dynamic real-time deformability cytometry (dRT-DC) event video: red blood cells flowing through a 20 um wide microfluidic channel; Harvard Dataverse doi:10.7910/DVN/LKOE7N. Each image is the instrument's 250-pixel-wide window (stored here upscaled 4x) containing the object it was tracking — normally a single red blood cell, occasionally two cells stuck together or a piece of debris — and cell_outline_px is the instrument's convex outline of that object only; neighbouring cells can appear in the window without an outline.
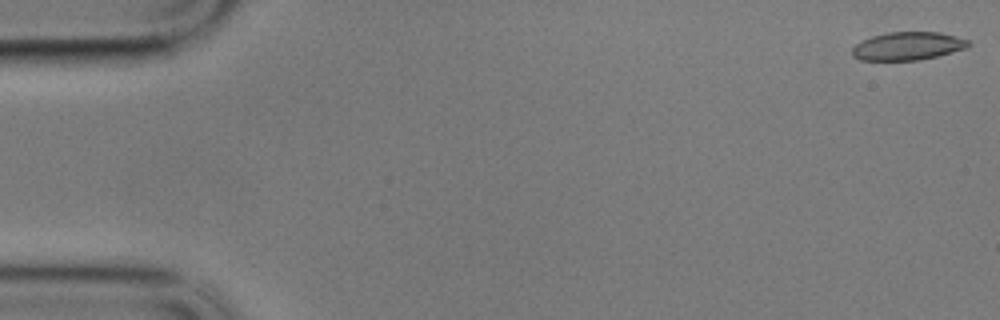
{"species": "common noctule bat (a hibernating species)", "species_latin": "Nyctalus noctula", "temperature_condition": "cold", "stored_images_in_passage": 58, "camera_frame_rate_fps": 3000, "um_per_image_px": 0.085, "animal": {"sex": "male", "body_mass_g": 17.9}, "frame": {"image": 1, "passage_image": 1, "time_ms": 0.0, "image_size_px": [1000, 320], "cell_outline_px": [[972, 44], [968, 48], [920, 60], [860, 60], [852, 56], [852, 48], [856, 44], [872, 36], [888, 32], [940, 32], [956, 36], [968, 40]], "centroid_in_image_um": [77.19, 3.91], "position_along_channel_um": 7.8, "area_um2": 19.07}}
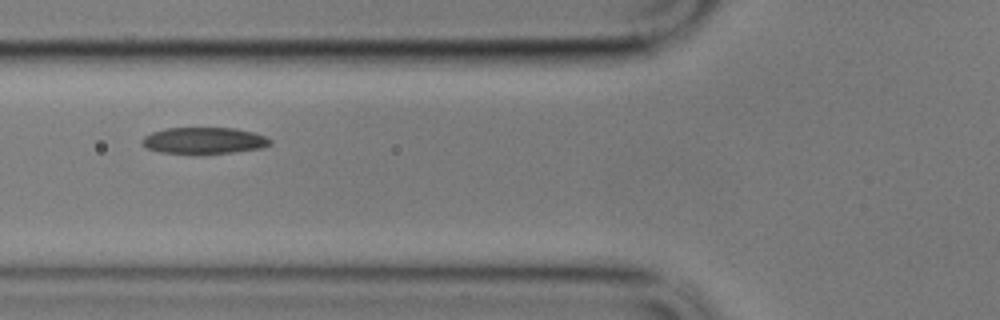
{"frame": {"image": 2, "passage_image": 21, "time_ms": 6.667, "image_size_px": [1000, 320], "cell_outline_px": [[272, 144], [260, 148], [236, 152], [196, 156], [160, 152], [144, 148], [140, 140], [144, 136], [152, 132], [168, 128], [232, 128], [256, 132], [272, 140]], "centroid_in_image_um": [17.31, 11.98], "position_along_channel_um": 108.5, "area_um2": 20.52}}
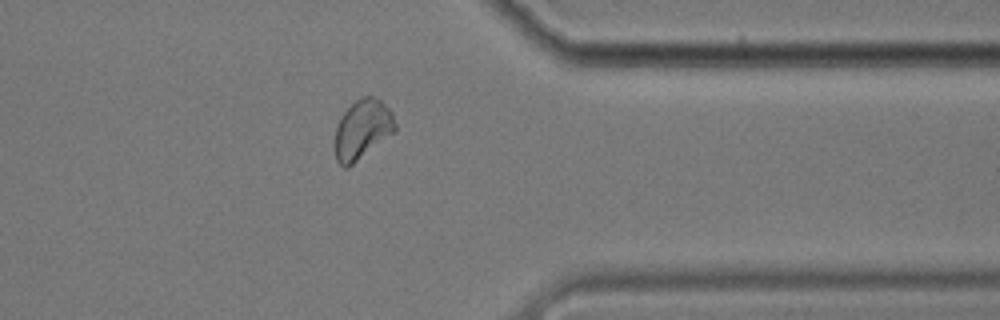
{"frame": {"image": 3, "passage_image": 46, "time_ms": 15.0, "image_size_px": [1000, 320], "cell_outline_px": [[396, 128], [392, 132], [348, 168], [344, 168], [336, 160], [336, 128], [340, 116], [356, 100], [364, 96], [372, 96], [380, 100], [392, 112], [396, 124]], "centroid_in_image_um": [30.79, 10.98], "position_along_channel_um": 380.6, "area_um2": 20.29}, "authors_computed_cell_mechanics": {"area_um2": 19.9988, "velocity_mm_per_s": 3.3779, "shape_relaxation_time_tau1_ms": 4.7286, "shape_relaxation_time_tau2_ms": 3.8757, "deformation_change_tau1": 0.1357, "deformation_change_tau2": 0.0777}}